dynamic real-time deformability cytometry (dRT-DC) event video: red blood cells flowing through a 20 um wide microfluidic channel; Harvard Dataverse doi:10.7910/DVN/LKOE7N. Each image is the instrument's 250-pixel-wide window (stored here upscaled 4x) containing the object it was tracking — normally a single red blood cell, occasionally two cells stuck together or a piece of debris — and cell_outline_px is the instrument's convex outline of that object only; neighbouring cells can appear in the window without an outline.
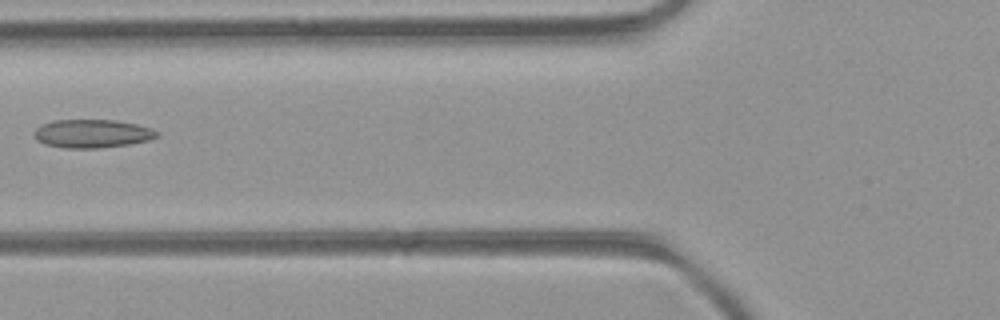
{"species": "common noctule bat (a hibernating species)", "species_latin": "Nyctalus noctula", "temperature_condition": "room temperature", "stored_images_in_passage": 2, "camera_frame_rate_fps": 3000, "um_per_image_px": 0.085, "animal": {"sex": "female", "body_mass_g": 21.9}, "frame": {"image": 1, "passage_image": 2, "time_ms": 0.333, "image_size_px": [1000, 320], "cell_outline_px": [[160, 136], [148, 140], [128, 144], [100, 148], [64, 148], [44, 144], [36, 140], [32, 136], [32, 132], [40, 124], [52, 120], [116, 120], [136, 124], [152, 128], [160, 132]], "centroid_in_image_um": [7.8, 11.35], "position_along_channel_um": 118.0, "area_um2": 20.63}}